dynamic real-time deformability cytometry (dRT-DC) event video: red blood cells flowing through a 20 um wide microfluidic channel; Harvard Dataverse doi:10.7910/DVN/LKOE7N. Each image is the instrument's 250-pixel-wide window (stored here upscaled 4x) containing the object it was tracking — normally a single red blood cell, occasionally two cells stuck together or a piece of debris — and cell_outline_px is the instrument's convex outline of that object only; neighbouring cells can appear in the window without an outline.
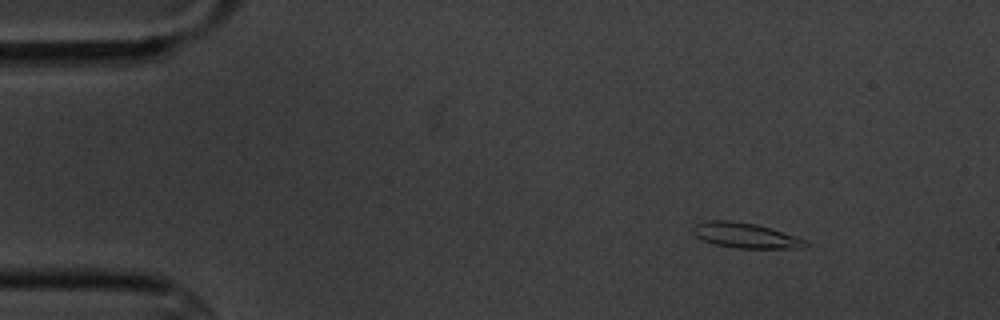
{"species": "common noctule bat (a hibernating species)", "species_latin": "Nyctalus noctula", "temperature_condition": "cold", "stored_images_in_passage": 5, "camera_frame_rate_fps": 3000, "um_per_image_px": 0.085, "animal": {"sex": "male", "body_mass_g": 20.1, "forearm_length_mm": 53.5}, "frame": {"image": 1, "passage_image": 2, "time_ms": 1.333, "image_size_px": [1000, 320], "cell_outline_px": [[812, 244], [804, 248], [736, 248], [716, 244], [704, 240], [696, 236], [692, 232], [692, 228], [696, 224], [704, 220], [728, 220], [756, 224], [796, 236], [808, 240]], "centroid_in_image_um": [63.41, 20.01], "position_along_channel_um": 21.6, "area_um2": 16.59}}